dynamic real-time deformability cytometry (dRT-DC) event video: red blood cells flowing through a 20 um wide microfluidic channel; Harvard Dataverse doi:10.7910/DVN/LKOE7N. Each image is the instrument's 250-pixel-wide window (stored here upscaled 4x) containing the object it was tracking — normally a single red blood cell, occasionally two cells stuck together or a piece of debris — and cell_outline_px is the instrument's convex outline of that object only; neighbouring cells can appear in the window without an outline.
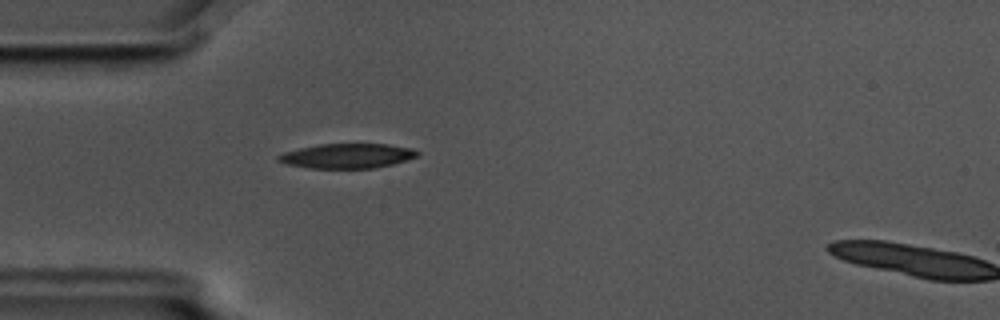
{"species": "common noctule bat (a hibernating species)", "species_latin": "Nyctalus noctula", "temperature_condition": "cold", "stored_images_in_passage": 51, "camera_frame_rate_fps": 3000, "um_per_image_px": 0.085, "animal": {"sex": "male", "body_mass_g": 17.5, "forearm_length_mm": 52.3}, "frame": {"image": 1, "passage_image": 10, "time_ms": 3.0, "image_size_px": [1000, 320], "cell_outline_px": [[420, 156], [392, 164], [372, 168], [308, 168], [288, 164], [276, 160], [276, 156], [284, 152], [300, 148], [320, 144], [388, 144], [412, 148], [420, 152]], "centroid_in_image_um": [29.53, 13.25], "position_along_channel_um": 55.5, "area_um2": 20.0}}
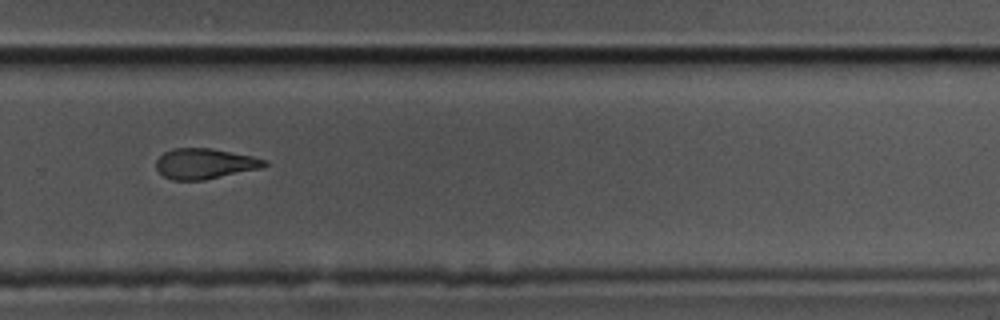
{"frame": {"image": 2, "passage_image": 32, "time_ms": 10.333, "image_size_px": [1000, 320], "cell_outline_px": [[268, 164], [264, 168], [204, 180], [172, 180], [164, 176], [156, 168], [156, 160], [164, 152], [172, 148], [212, 148], [252, 156], [268, 160]], "centroid_in_image_um": [17.44, 13.91], "position_along_channel_um": 312.4, "area_um2": 19.42}}
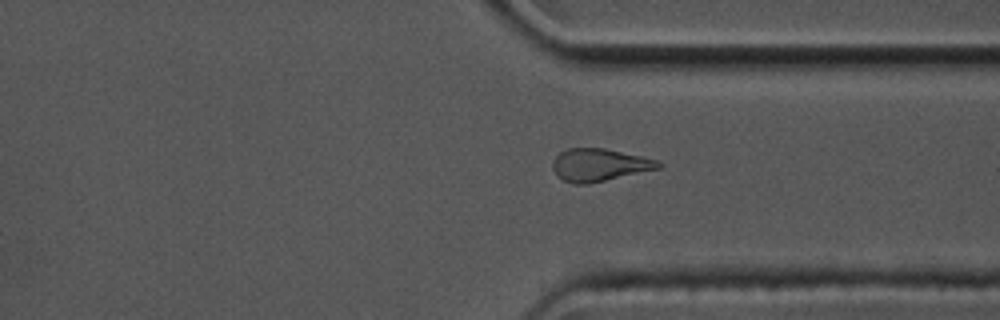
{"frame": {"image": 3, "passage_image": 36, "time_ms": 11.667, "image_size_px": [1000, 320], "cell_outline_px": [[664, 164], [660, 168], [588, 184], [572, 184], [564, 180], [552, 168], [552, 160], [560, 152], [568, 148], [604, 148], [644, 156], [656, 160]], "centroid_in_image_um": [50.95, 14.01], "position_along_channel_um": 360.4, "area_um2": 20.06}, "authors_computed_cell_mechanics": {"area_um2": 20.23, "velocity_mm_per_s": 3.5796, "shape_relaxation_time_tau1_ms": null, "shape_relaxation_time_tau2_ms": 5.4651, "deformation_change_tau1": null, "deformation_change_tau2": 0.1451}}